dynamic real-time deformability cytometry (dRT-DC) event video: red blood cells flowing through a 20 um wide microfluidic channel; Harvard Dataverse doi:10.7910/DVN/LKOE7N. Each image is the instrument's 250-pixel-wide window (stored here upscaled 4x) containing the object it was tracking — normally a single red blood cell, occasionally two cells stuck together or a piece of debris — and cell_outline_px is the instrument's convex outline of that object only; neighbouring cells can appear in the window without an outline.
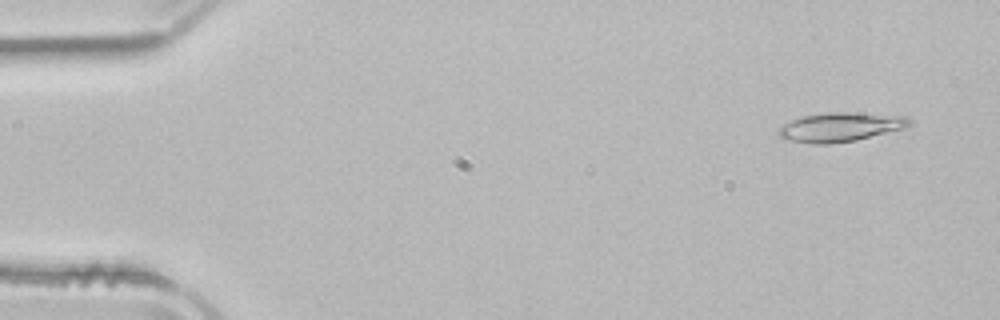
{"species": "common noctule bat (a hibernating species)", "species_latin": "Nyctalus noctula", "temperature_condition": "room temperature", "stored_images_in_passage": 49, "camera_frame_rate_fps": 3000, "um_per_image_px": 0.085, "animal": {"sex": "male", "body_mass_g": 21.5, "forearm_length_mm": 52.0}, "frame": {"image": 1, "passage_image": 1, "time_ms": 0.0, "image_size_px": [1000, 320], "cell_outline_px": [[912, 124], [904, 128], [856, 140], [832, 144], [812, 144], [784, 140], [776, 132], [780, 124], [800, 116], [828, 112], [848, 112], [908, 116], [912, 120]], "centroid_in_image_um": [71.37, 10.8], "position_along_channel_um": 13.6, "area_um2": 22.66}}
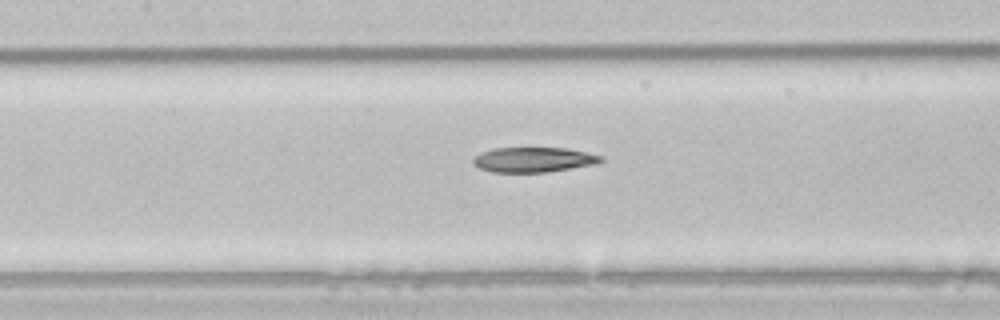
{"frame": {"image": 2, "passage_image": 21, "time_ms": 6.667, "image_size_px": [1000, 320], "cell_outline_px": [[604, 160], [592, 164], [548, 172], [492, 172], [480, 168], [472, 160], [476, 156], [492, 148], [568, 148], [604, 156]], "centroid_in_image_um": [45.38, 13.57], "position_along_channel_um": 162.0, "area_um2": 18.32}}
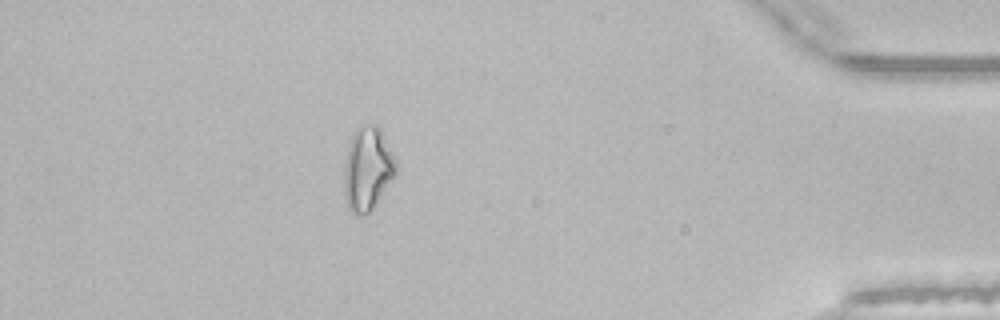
{"frame": {"image": 3, "passage_image": 43, "time_ms": 14.0, "image_size_px": [1000, 320], "cell_outline_px": [[396, 172], [376, 204], [364, 216], [356, 216], [348, 208], [344, 196], [344, 164], [352, 132], [360, 124], [376, 124], [380, 128], [396, 160]], "centroid_in_image_um": [31.21, 14.33], "position_along_channel_um": 404.0, "area_um2": 25.37}, "authors_computed_cell_mechanics": {"area_um2": 20.3456, "velocity_mm_per_s": 3.9474, "shape_relaxation_time_tau1_ms": 8.4136, "shape_relaxation_time_tau2_ms": null, "deformation_change_tau1": 0.2048, "deformation_change_tau2": null}}